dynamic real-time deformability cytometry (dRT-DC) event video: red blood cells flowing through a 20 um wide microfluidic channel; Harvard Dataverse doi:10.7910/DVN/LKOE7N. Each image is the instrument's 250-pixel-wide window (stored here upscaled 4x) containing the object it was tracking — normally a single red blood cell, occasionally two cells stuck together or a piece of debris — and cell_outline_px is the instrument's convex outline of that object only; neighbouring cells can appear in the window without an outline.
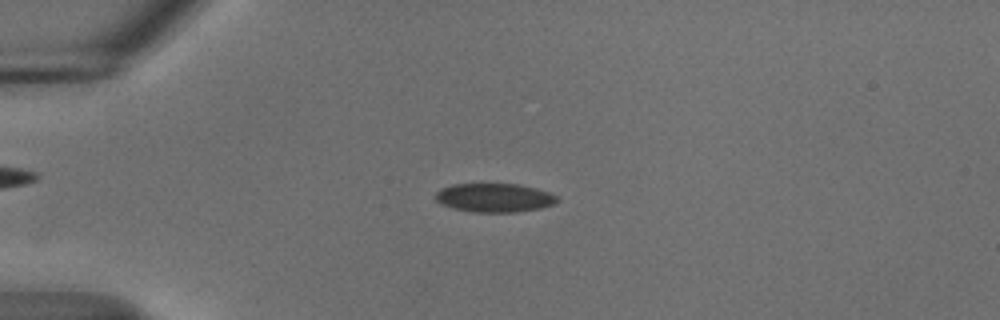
{"species": "common noctule bat (a hibernating species)", "species_latin": "Nyctalus noctula", "temperature_condition": "cold", "stored_images_in_passage": 55, "camera_frame_rate_fps": 3000, "um_per_image_px": 0.085, "animal": {"sex": "male", "body_mass_g": 18.8}, "frame": {"image": 1, "passage_image": 14, "time_ms": 4.333, "image_size_px": [1000, 320], "cell_outline_px": [[560, 200], [552, 204], [540, 208], [516, 212], [472, 212], [452, 208], [440, 204], [436, 200], [436, 192], [440, 188], [452, 184], [516, 184], [536, 188], [548, 192], [556, 196]], "centroid_in_image_um": [41.99, 16.81], "position_along_channel_um": 43.0, "area_um2": 20.4}}
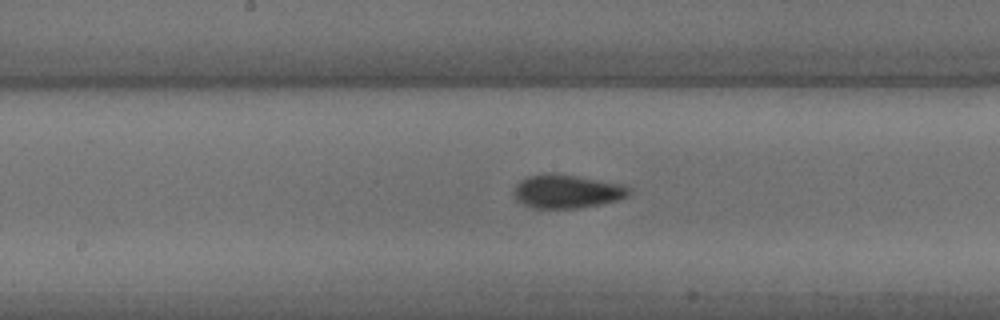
{"frame": {"image": 2, "passage_image": 29, "time_ms": 9.333, "image_size_px": [1000, 320], "cell_outline_px": [[632, 188], [628, 196], [616, 200], [580, 208], [536, 208], [524, 204], [516, 200], [516, 184], [520, 180], [528, 176], [548, 172], [576, 176], [624, 184]], "centroid_in_image_um": [48.21, 16.25], "position_along_channel_um": 200.0, "area_um2": 22.37}}
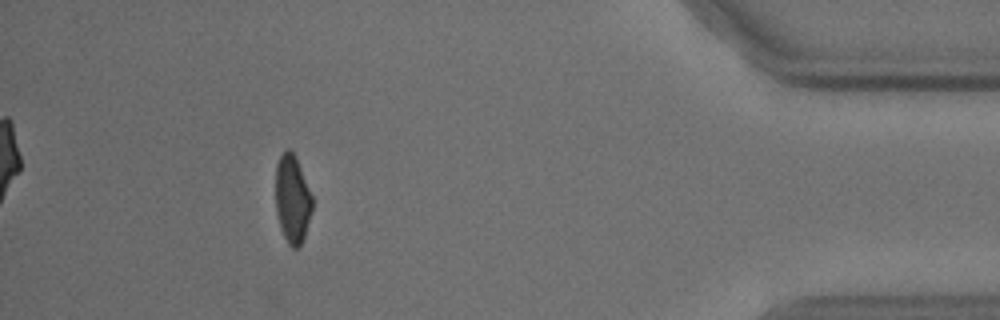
{"frame": {"image": 3, "passage_image": 50, "time_ms": 16.333, "image_size_px": [1000, 320], "cell_outline_px": [[312, 212], [304, 236], [300, 244], [296, 248], [292, 248], [288, 244], [280, 228], [276, 212], [276, 164], [280, 156], [288, 148], [296, 156], [312, 196]], "centroid_in_image_um": [24.85, 16.92], "position_along_channel_um": 410.4, "area_um2": 18.73}, "authors_computed_cell_mechanics": {"area_um2": 20.6346, "velocity_mm_per_s": 3.6946, "shape_relaxation_time_tau1_ms": 3.6342, "shape_relaxation_time_tau2_ms": 2.7051, "deformation_change_tau1": 0.1039, "deformation_change_tau2": 0.0496}}